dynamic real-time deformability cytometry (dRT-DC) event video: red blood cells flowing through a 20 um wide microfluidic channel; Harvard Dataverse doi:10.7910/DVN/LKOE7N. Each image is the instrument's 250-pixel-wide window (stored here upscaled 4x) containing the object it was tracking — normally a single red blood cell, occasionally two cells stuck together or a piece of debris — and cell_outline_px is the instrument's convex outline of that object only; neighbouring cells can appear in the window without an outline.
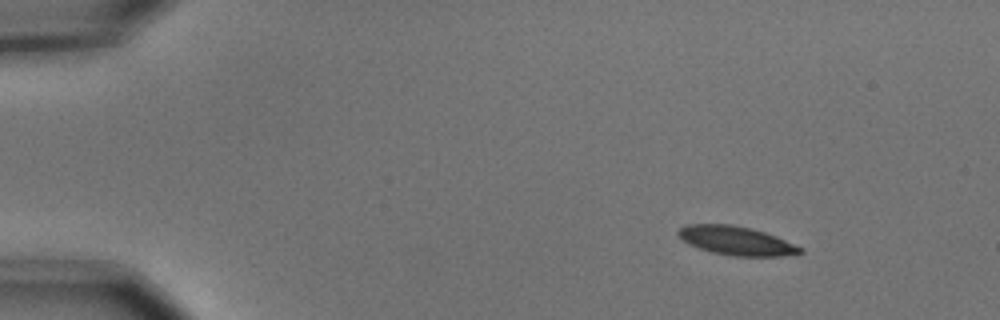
{"species": "common noctule bat (a hibernating species)", "species_latin": "Nyctalus noctula", "temperature_condition": "cold", "stored_images_in_passage": 9, "camera_frame_rate_fps": 3000, "um_per_image_px": 0.085, "animal": {"sex": "male", "body_mass_g": 15.6}, "frame": {"image": 1, "passage_image": 1, "time_ms": 0.0, "image_size_px": [1000, 320], "cell_outline_px": [[804, 252], [784, 256], [732, 256], [712, 252], [688, 244], [676, 232], [680, 228], [688, 224], [728, 224], [752, 228], [776, 236], [804, 248]], "centroid_in_image_um": [62.62, 20.46], "position_along_channel_um": 22.4, "area_um2": 20.4}}
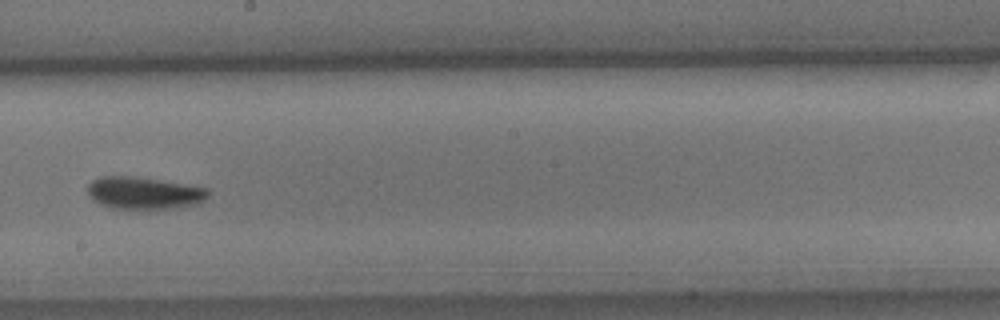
{"frame": {"image": 2, "passage_image": 8, "time_ms": 2.333, "image_size_px": [1000, 320], "cell_outline_px": [[208, 196], [204, 200], [196, 204], [156, 212], [128, 212], [112, 208], [100, 204], [88, 196], [88, 184], [92, 180], [100, 176], [136, 176], [208, 188]], "centroid_in_image_um": [12.21, 16.47], "position_along_channel_um": 236.0, "area_um2": 23.87}}
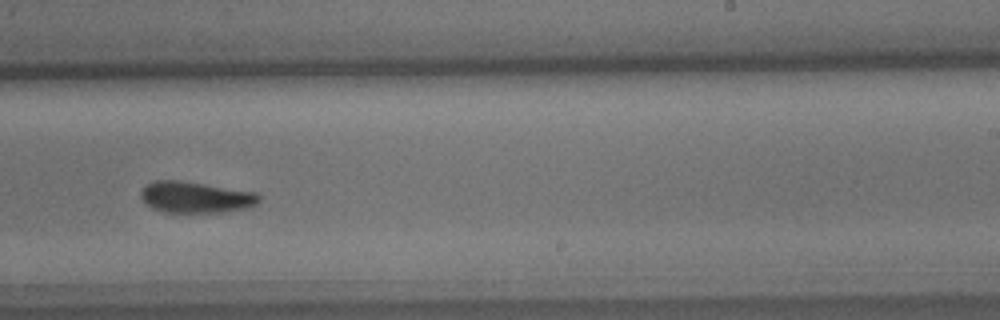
{"frame": {"image": 3, "passage_image": 9, "time_ms": 2.667, "image_size_px": [1000, 320], "cell_outline_px": [[260, 204], [252, 208], [224, 212], [164, 212], [152, 208], [140, 196], [140, 192], [148, 184], [156, 180], [180, 180], [256, 192], [260, 196]], "centroid_in_image_um": [16.71, 16.77], "position_along_channel_um": 272.3, "area_um2": 21.68}}